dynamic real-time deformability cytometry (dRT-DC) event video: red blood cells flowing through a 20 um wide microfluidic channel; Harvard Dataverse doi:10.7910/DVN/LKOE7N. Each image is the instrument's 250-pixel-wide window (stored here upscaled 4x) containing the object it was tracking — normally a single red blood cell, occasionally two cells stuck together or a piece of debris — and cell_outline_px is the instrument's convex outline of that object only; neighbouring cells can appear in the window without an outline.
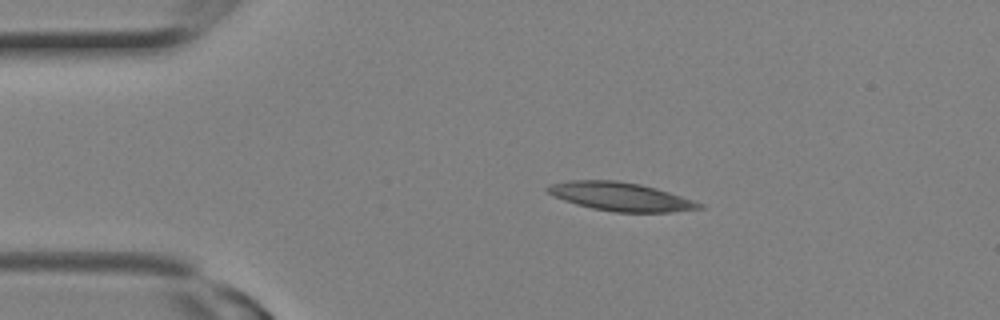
{"species": "Egyptian fruit bat (a non-hibernating species)", "species_latin": "Rousettus aegyptiacus", "temperature_condition": "room temperature", "stored_images_in_passage": 6, "camera_frame_rate_fps": 3000, "um_per_image_px": 0.085, "animal": {"sex": "female"}, "frame": {"image": 1, "passage_image": 2, "time_ms": 0.333, "image_size_px": [1000, 320], "cell_outline_px": [[704, 208], [672, 212], [616, 212], [592, 208], [576, 204], [552, 196], [544, 192], [544, 188], [552, 184], [568, 180], [616, 180], [640, 184], [656, 188], [704, 204]], "centroid_in_image_um": [52.7, 16.71], "position_along_channel_um": 32.3, "area_um2": 25.2}}
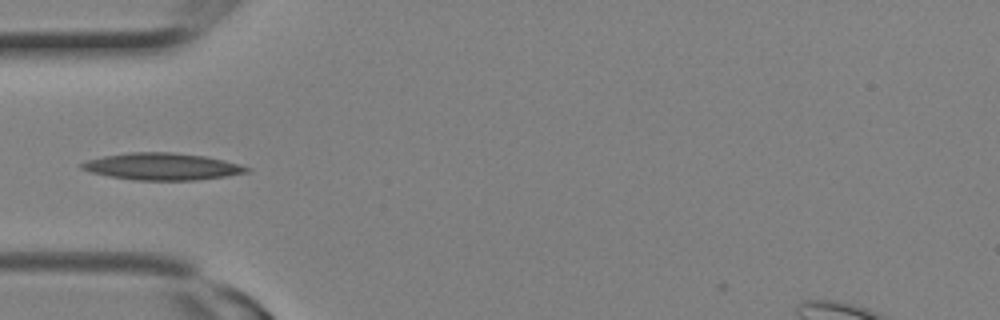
{"frame": {"image": 2, "passage_image": 5, "time_ms": 1.333, "image_size_px": [1000, 320], "cell_outline_px": [[252, 168], [248, 172], [224, 176], [196, 180], [136, 180], [108, 176], [92, 172], [80, 168], [80, 164], [88, 160], [104, 156], [128, 152], [172, 152], [204, 156], [224, 160], [240, 164]], "centroid_in_image_um": [13.79, 14.15], "position_along_channel_um": 71.2, "area_um2": 25.78}}